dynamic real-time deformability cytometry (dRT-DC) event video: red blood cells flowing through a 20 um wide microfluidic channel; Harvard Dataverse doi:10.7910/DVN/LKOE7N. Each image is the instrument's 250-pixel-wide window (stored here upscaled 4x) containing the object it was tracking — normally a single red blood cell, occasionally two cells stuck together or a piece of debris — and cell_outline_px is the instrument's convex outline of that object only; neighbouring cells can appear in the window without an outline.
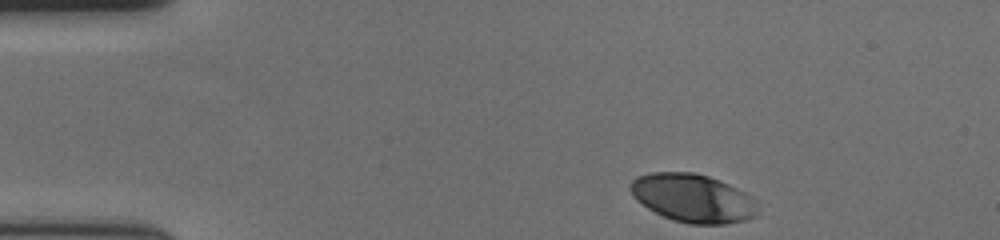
{"species": "human", "species_latin": "Homo sapiens", "temperature_condition": "cold", "stored_images_in_passage": 40, "camera_frame_rate_fps": 3000, "um_per_image_px": 0.085, "donor": {"sex": "female"}, "frame": {"image": 1, "passage_image": 1, "time_ms": 0.0, "image_size_px": [1000, 240], "cell_outline_px": [[760, 216], [748, 220], [724, 224], [692, 224], [676, 220], [664, 216], [648, 208], [636, 200], [632, 196], [628, 188], [628, 184], [636, 176], [648, 172], [696, 172], [720, 180], [744, 192], [756, 200]], "centroid_in_image_um": [58.9, 16.83], "position_along_channel_um": 26.1, "area_um2": 36.3}}
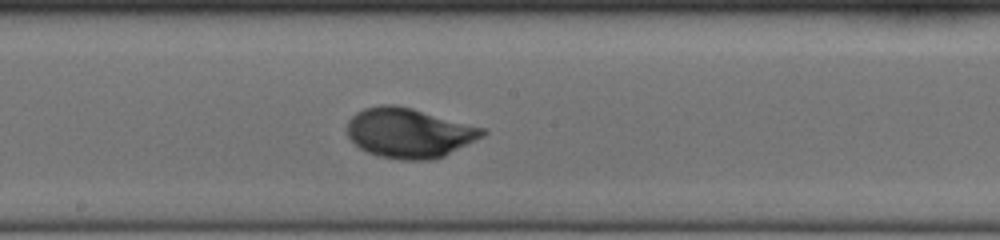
{"frame": {"image": 2, "passage_image": 23, "time_ms": 7.333, "image_size_px": [1000, 240], "cell_outline_px": [[488, 132], [484, 136], [444, 156], [432, 160], [400, 160], [380, 156], [368, 152], [360, 148], [348, 136], [348, 120], [356, 112], [364, 108], [380, 104], [396, 104], [412, 108], [488, 128]], "centroid_in_image_um": [34.82, 11.28], "position_along_channel_um": 213.4, "area_um2": 39.54}}
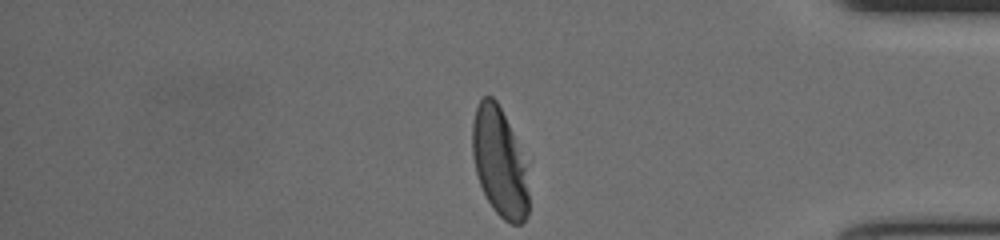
{"frame": {"image": 3, "passage_image": 40, "time_ms": 13.0, "image_size_px": [1000, 240], "cell_outline_px": [[528, 216], [520, 224], [512, 224], [504, 220], [492, 208], [480, 184], [476, 172], [472, 156], [472, 124], [476, 108], [480, 100], [484, 96], [492, 96], [496, 100], [512, 132], [524, 168], [528, 192]], "centroid_in_image_um": [42.41, 13.82], "position_along_channel_um": 392.8, "area_um2": 34.74}, "authors_computed_cell_mechanics": {"area_um2": 37.7145, "velocity_mm_per_s": 3.6049, "shape_relaxation_time_tau1_ms": 3.0336, "shape_relaxation_time_tau2_ms": null, "deformation_change_tau1": 0.1603, "deformation_change_tau2": null}}